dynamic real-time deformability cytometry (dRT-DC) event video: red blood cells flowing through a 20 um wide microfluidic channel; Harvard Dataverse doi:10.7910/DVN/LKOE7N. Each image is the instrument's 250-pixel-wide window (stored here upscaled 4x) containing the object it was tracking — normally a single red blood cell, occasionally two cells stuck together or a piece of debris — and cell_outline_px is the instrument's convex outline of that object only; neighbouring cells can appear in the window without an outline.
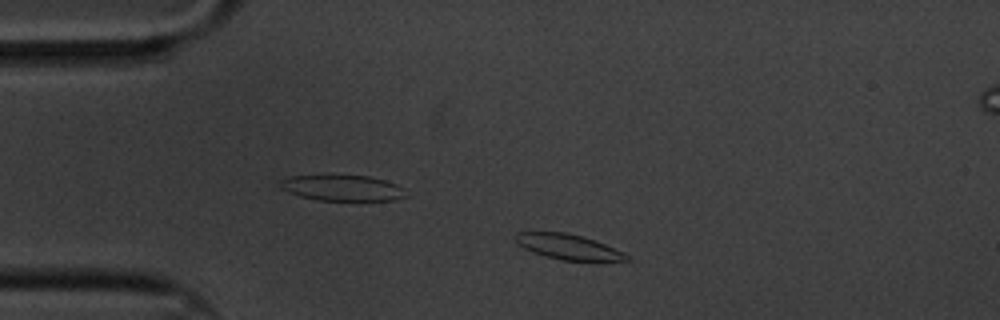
{"species": "common noctule bat (a hibernating species)", "species_latin": "Nyctalus noctula", "temperature_condition": "cold", "stored_images_in_passage": 55, "camera_frame_rate_fps": 3000, "um_per_image_px": 0.085, "animal": {"sex": "male", "body_mass_g": 20.1, "forearm_length_mm": 53.5}, "frame": {"image": 1, "passage_image": 7, "time_ms": 2.0, "image_size_px": [1000, 320], "cell_outline_px": [[632, 260], [560, 260], [524, 248], [516, 244], [516, 232], [564, 232], [584, 236], [596, 240], [624, 252]], "centroid_in_image_um": [48.32, 20.96], "position_along_channel_um": 36.7, "area_um2": 16.07}}
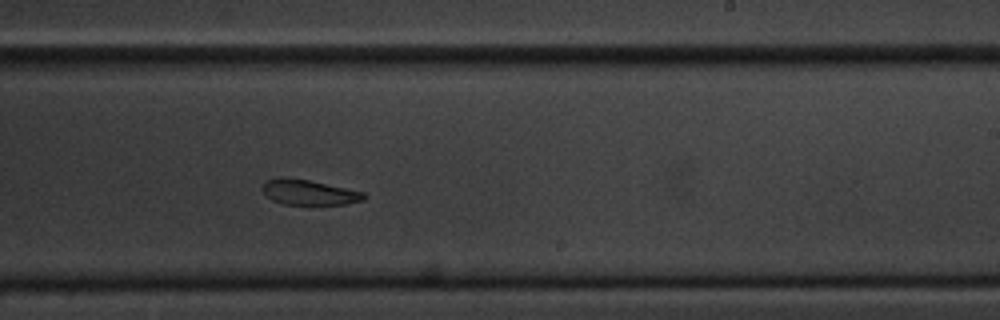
{"frame": {"image": 2, "passage_image": 31, "time_ms": 10.0, "image_size_px": [1000, 320], "cell_outline_px": [[368, 196], [364, 200], [348, 204], [284, 204], [272, 200], [264, 192], [264, 184], [268, 180], [280, 176], [284, 176], [308, 180], [364, 192]], "centroid_in_image_um": [26.3, 16.34], "position_along_channel_um": 262.7, "area_um2": 14.74}}
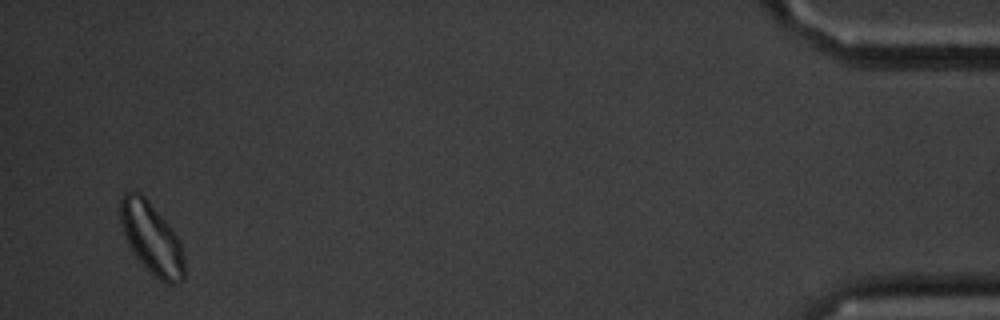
{"frame": {"image": 3, "passage_image": 53, "time_ms": 17.333, "image_size_px": [1000, 320], "cell_outline_px": [[184, 280], [176, 284], [168, 284], [160, 280], [136, 256], [128, 244], [124, 236], [120, 224], [120, 196], [124, 192], [140, 192], [148, 200], [172, 228], [180, 240], [184, 256]], "centroid_in_image_um": [12.89, 20.23], "position_along_channel_um": 422.3, "area_um2": 26.59}, "authors_computed_cell_mechanics": {"area_um2": 17.051, "velocity_mm_per_s": 3.2609, "shape_relaxation_time_tau1_ms": 2.6969, "shape_relaxation_time_tau2_ms": 7.9763, "deformation_change_tau1": 0.1272, "deformation_change_tau2": 0.1547}}